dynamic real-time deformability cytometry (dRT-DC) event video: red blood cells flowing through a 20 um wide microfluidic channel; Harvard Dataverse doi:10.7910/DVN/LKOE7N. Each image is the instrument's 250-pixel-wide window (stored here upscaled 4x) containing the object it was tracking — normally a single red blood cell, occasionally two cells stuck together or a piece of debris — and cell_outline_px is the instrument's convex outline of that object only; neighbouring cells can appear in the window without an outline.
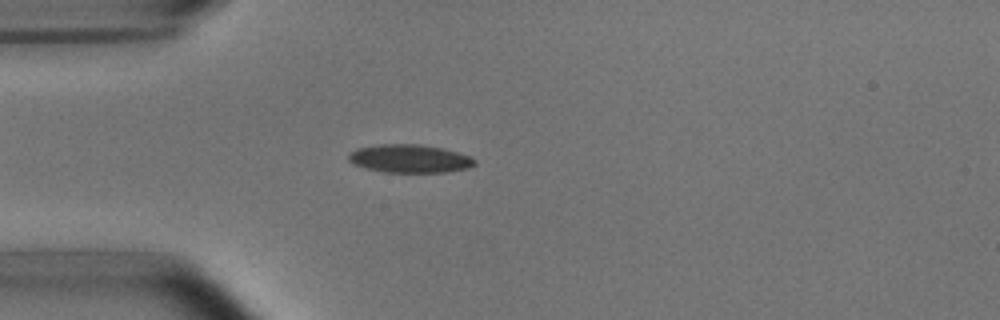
{"species": "common noctule bat (a hibernating species)", "species_latin": "Nyctalus noctula", "temperature_condition": "room temperature", "stored_images_in_passage": 53, "camera_frame_rate_fps": 3000, "um_per_image_px": 0.085, "animal": {"sex": "male", "body_mass_g": 15.6}, "frame": {"image": 1, "passage_image": 14, "time_ms": 4.333, "image_size_px": [1000, 320], "cell_outline_px": [[476, 164], [468, 168], [444, 172], [384, 172], [364, 168], [352, 164], [348, 160], [348, 152], [356, 148], [380, 144], [420, 144], [440, 148], [456, 152], [468, 156], [476, 160]], "centroid_in_image_um": [34.75, 13.48], "position_along_channel_um": 50.2, "area_um2": 20.75}}
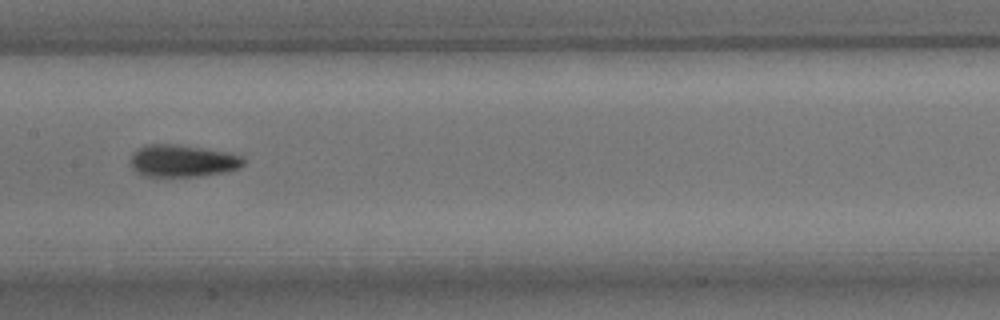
{"frame": {"image": 2, "passage_image": 26, "time_ms": 8.333, "image_size_px": [1000, 320], "cell_outline_px": [[244, 164], [240, 168], [224, 172], [200, 176], [140, 176], [132, 168], [132, 156], [140, 148], [148, 144], [172, 144], [228, 152], [244, 156]], "centroid_in_image_um": [15.55, 13.69], "position_along_channel_um": 191.8, "area_um2": 20.98}}
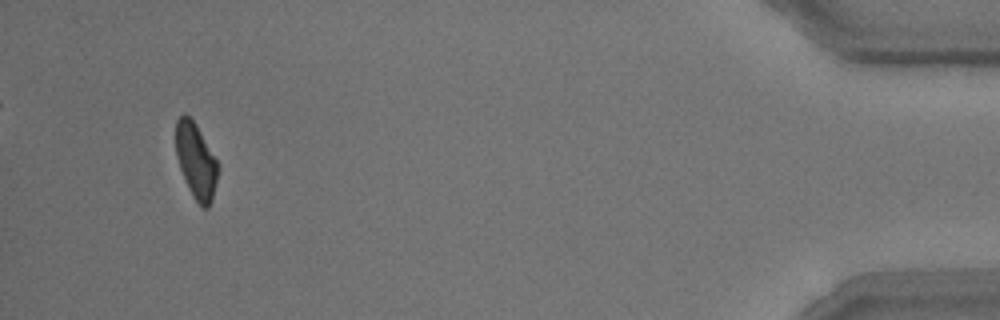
{"frame": {"image": 3, "passage_image": 50, "time_ms": 16.333, "image_size_px": [1000, 320], "cell_outline_px": [[216, 180], [212, 200], [208, 208], [200, 208], [192, 196], [188, 188], [180, 168], [176, 156], [176, 120], [184, 112], [196, 124], [216, 160]], "centroid_in_image_um": [16.62, 13.7], "position_along_channel_um": 418.6, "area_um2": 18.15}, "authors_computed_cell_mechanics": {"area_um2": 19.9988, "velocity_mm_per_s": 3.7514, "shape_relaxation_time_tau1_ms": 3.8854, "shape_relaxation_time_tau2_ms": 2.4063, "deformation_change_tau1": 0.1167, "deformation_change_tau2": 0.0837}}